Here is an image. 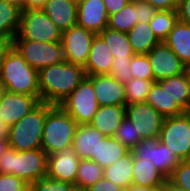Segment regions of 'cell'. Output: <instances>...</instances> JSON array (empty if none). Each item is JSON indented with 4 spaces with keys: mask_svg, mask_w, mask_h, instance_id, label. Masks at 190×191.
<instances>
[{
    "mask_svg": "<svg viewBox=\"0 0 190 191\" xmlns=\"http://www.w3.org/2000/svg\"><path fill=\"white\" fill-rule=\"evenodd\" d=\"M40 101L61 105L87 77L83 66L63 61L38 71Z\"/></svg>",
    "mask_w": 190,
    "mask_h": 191,
    "instance_id": "1",
    "label": "cell"
},
{
    "mask_svg": "<svg viewBox=\"0 0 190 191\" xmlns=\"http://www.w3.org/2000/svg\"><path fill=\"white\" fill-rule=\"evenodd\" d=\"M0 83L9 92L40 96L38 70L13 48L0 64Z\"/></svg>",
    "mask_w": 190,
    "mask_h": 191,
    "instance_id": "2",
    "label": "cell"
},
{
    "mask_svg": "<svg viewBox=\"0 0 190 191\" xmlns=\"http://www.w3.org/2000/svg\"><path fill=\"white\" fill-rule=\"evenodd\" d=\"M47 157L41 148L17 151L9 147L0 156V173L13 174L30 185L46 176Z\"/></svg>",
    "mask_w": 190,
    "mask_h": 191,
    "instance_id": "3",
    "label": "cell"
},
{
    "mask_svg": "<svg viewBox=\"0 0 190 191\" xmlns=\"http://www.w3.org/2000/svg\"><path fill=\"white\" fill-rule=\"evenodd\" d=\"M52 104L40 102L22 119L9 127L8 142L17 151L41 148L44 121Z\"/></svg>",
    "mask_w": 190,
    "mask_h": 191,
    "instance_id": "4",
    "label": "cell"
},
{
    "mask_svg": "<svg viewBox=\"0 0 190 191\" xmlns=\"http://www.w3.org/2000/svg\"><path fill=\"white\" fill-rule=\"evenodd\" d=\"M78 126L60 105H53L44 121L41 149L50 155L71 147Z\"/></svg>",
    "mask_w": 190,
    "mask_h": 191,
    "instance_id": "5",
    "label": "cell"
},
{
    "mask_svg": "<svg viewBox=\"0 0 190 191\" xmlns=\"http://www.w3.org/2000/svg\"><path fill=\"white\" fill-rule=\"evenodd\" d=\"M14 39L61 42L62 31L42 9H22L19 30Z\"/></svg>",
    "mask_w": 190,
    "mask_h": 191,
    "instance_id": "6",
    "label": "cell"
},
{
    "mask_svg": "<svg viewBox=\"0 0 190 191\" xmlns=\"http://www.w3.org/2000/svg\"><path fill=\"white\" fill-rule=\"evenodd\" d=\"M14 48L32 68L38 71L65 61L61 42L14 39Z\"/></svg>",
    "mask_w": 190,
    "mask_h": 191,
    "instance_id": "7",
    "label": "cell"
},
{
    "mask_svg": "<svg viewBox=\"0 0 190 191\" xmlns=\"http://www.w3.org/2000/svg\"><path fill=\"white\" fill-rule=\"evenodd\" d=\"M159 141L165 144L181 161L190 157V116L164 118Z\"/></svg>",
    "mask_w": 190,
    "mask_h": 191,
    "instance_id": "8",
    "label": "cell"
},
{
    "mask_svg": "<svg viewBox=\"0 0 190 191\" xmlns=\"http://www.w3.org/2000/svg\"><path fill=\"white\" fill-rule=\"evenodd\" d=\"M60 106L79 125L89 124L99 108L92 80L87 76Z\"/></svg>",
    "mask_w": 190,
    "mask_h": 191,
    "instance_id": "9",
    "label": "cell"
},
{
    "mask_svg": "<svg viewBox=\"0 0 190 191\" xmlns=\"http://www.w3.org/2000/svg\"><path fill=\"white\" fill-rule=\"evenodd\" d=\"M131 152L134 159H149L167 178L181 162L159 139H142Z\"/></svg>",
    "mask_w": 190,
    "mask_h": 191,
    "instance_id": "10",
    "label": "cell"
},
{
    "mask_svg": "<svg viewBox=\"0 0 190 191\" xmlns=\"http://www.w3.org/2000/svg\"><path fill=\"white\" fill-rule=\"evenodd\" d=\"M126 117L142 139H159L164 117L146 102L125 106Z\"/></svg>",
    "mask_w": 190,
    "mask_h": 191,
    "instance_id": "11",
    "label": "cell"
},
{
    "mask_svg": "<svg viewBox=\"0 0 190 191\" xmlns=\"http://www.w3.org/2000/svg\"><path fill=\"white\" fill-rule=\"evenodd\" d=\"M95 35L77 24L62 32L64 60L84 67Z\"/></svg>",
    "mask_w": 190,
    "mask_h": 191,
    "instance_id": "12",
    "label": "cell"
},
{
    "mask_svg": "<svg viewBox=\"0 0 190 191\" xmlns=\"http://www.w3.org/2000/svg\"><path fill=\"white\" fill-rule=\"evenodd\" d=\"M154 81L185 73L187 66L164 43L160 42L147 53Z\"/></svg>",
    "mask_w": 190,
    "mask_h": 191,
    "instance_id": "13",
    "label": "cell"
},
{
    "mask_svg": "<svg viewBox=\"0 0 190 191\" xmlns=\"http://www.w3.org/2000/svg\"><path fill=\"white\" fill-rule=\"evenodd\" d=\"M80 158L74 148L68 147L48 155L46 176L70 184L76 183Z\"/></svg>",
    "mask_w": 190,
    "mask_h": 191,
    "instance_id": "14",
    "label": "cell"
},
{
    "mask_svg": "<svg viewBox=\"0 0 190 191\" xmlns=\"http://www.w3.org/2000/svg\"><path fill=\"white\" fill-rule=\"evenodd\" d=\"M40 96L4 91L0 104V119L11 127L40 103Z\"/></svg>",
    "mask_w": 190,
    "mask_h": 191,
    "instance_id": "15",
    "label": "cell"
},
{
    "mask_svg": "<svg viewBox=\"0 0 190 191\" xmlns=\"http://www.w3.org/2000/svg\"><path fill=\"white\" fill-rule=\"evenodd\" d=\"M108 22L103 0H83L77 4V25L97 35L108 27Z\"/></svg>",
    "mask_w": 190,
    "mask_h": 191,
    "instance_id": "16",
    "label": "cell"
},
{
    "mask_svg": "<svg viewBox=\"0 0 190 191\" xmlns=\"http://www.w3.org/2000/svg\"><path fill=\"white\" fill-rule=\"evenodd\" d=\"M99 106L120 105L126 106L124 84L117 81L110 74L88 76Z\"/></svg>",
    "mask_w": 190,
    "mask_h": 191,
    "instance_id": "17",
    "label": "cell"
},
{
    "mask_svg": "<svg viewBox=\"0 0 190 191\" xmlns=\"http://www.w3.org/2000/svg\"><path fill=\"white\" fill-rule=\"evenodd\" d=\"M114 56L104 39L95 35L84 66L87 76L110 74Z\"/></svg>",
    "mask_w": 190,
    "mask_h": 191,
    "instance_id": "18",
    "label": "cell"
},
{
    "mask_svg": "<svg viewBox=\"0 0 190 191\" xmlns=\"http://www.w3.org/2000/svg\"><path fill=\"white\" fill-rule=\"evenodd\" d=\"M125 117V106H99L97 112L89 124L104 134L106 137H114L116 130L121 125Z\"/></svg>",
    "mask_w": 190,
    "mask_h": 191,
    "instance_id": "19",
    "label": "cell"
},
{
    "mask_svg": "<svg viewBox=\"0 0 190 191\" xmlns=\"http://www.w3.org/2000/svg\"><path fill=\"white\" fill-rule=\"evenodd\" d=\"M105 137L90 124L79 125L73 139L72 147L80 159L97 157L99 141Z\"/></svg>",
    "mask_w": 190,
    "mask_h": 191,
    "instance_id": "20",
    "label": "cell"
},
{
    "mask_svg": "<svg viewBox=\"0 0 190 191\" xmlns=\"http://www.w3.org/2000/svg\"><path fill=\"white\" fill-rule=\"evenodd\" d=\"M42 10L64 32L77 24V3L70 0H48Z\"/></svg>",
    "mask_w": 190,
    "mask_h": 191,
    "instance_id": "21",
    "label": "cell"
},
{
    "mask_svg": "<svg viewBox=\"0 0 190 191\" xmlns=\"http://www.w3.org/2000/svg\"><path fill=\"white\" fill-rule=\"evenodd\" d=\"M145 102L158 111L164 118L186 113L176 101L170 98L167 86H160L156 81L153 82Z\"/></svg>",
    "mask_w": 190,
    "mask_h": 191,
    "instance_id": "22",
    "label": "cell"
},
{
    "mask_svg": "<svg viewBox=\"0 0 190 191\" xmlns=\"http://www.w3.org/2000/svg\"><path fill=\"white\" fill-rule=\"evenodd\" d=\"M188 67L190 65V25L178 20L163 41Z\"/></svg>",
    "mask_w": 190,
    "mask_h": 191,
    "instance_id": "23",
    "label": "cell"
},
{
    "mask_svg": "<svg viewBox=\"0 0 190 191\" xmlns=\"http://www.w3.org/2000/svg\"><path fill=\"white\" fill-rule=\"evenodd\" d=\"M166 179L149 159H134L132 184L155 189L163 186Z\"/></svg>",
    "mask_w": 190,
    "mask_h": 191,
    "instance_id": "24",
    "label": "cell"
},
{
    "mask_svg": "<svg viewBox=\"0 0 190 191\" xmlns=\"http://www.w3.org/2000/svg\"><path fill=\"white\" fill-rule=\"evenodd\" d=\"M160 86H167L168 95L185 111L190 106V76L186 71L177 76L156 81Z\"/></svg>",
    "mask_w": 190,
    "mask_h": 191,
    "instance_id": "25",
    "label": "cell"
},
{
    "mask_svg": "<svg viewBox=\"0 0 190 191\" xmlns=\"http://www.w3.org/2000/svg\"><path fill=\"white\" fill-rule=\"evenodd\" d=\"M134 155L130 151L123 158L103 169V177L122 188L132 184Z\"/></svg>",
    "mask_w": 190,
    "mask_h": 191,
    "instance_id": "26",
    "label": "cell"
},
{
    "mask_svg": "<svg viewBox=\"0 0 190 191\" xmlns=\"http://www.w3.org/2000/svg\"><path fill=\"white\" fill-rule=\"evenodd\" d=\"M131 150L119 142L114 137H104L99 141L97 148V157H92L95 163L103 169L123 158Z\"/></svg>",
    "mask_w": 190,
    "mask_h": 191,
    "instance_id": "27",
    "label": "cell"
},
{
    "mask_svg": "<svg viewBox=\"0 0 190 191\" xmlns=\"http://www.w3.org/2000/svg\"><path fill=\"white\" fill-rule=\"evenodd\" d=\"M127 36L135 54H147L160 43L149 23H137Z\"/></svg>",
    "mask_w": 190,
    "mask_h": 191,
    "instance_id": "28",
    "label": "cell"
},
{
    "mask_svg": "<svg viewBox=\"0 0 190 191\" xmlns=\"http://www.w3.org/2000/svg\"><path fill=\"white\" fill-rule=\"evenodd\" d=\"M109 47L113 59H132L135 53L132 50L127 33L106 27L99 34Z\"/></svg>",
    "mask_w": 190,
    "mask_h": 191,
    "instance_id": "29",
    "label": "cell"
},
{
    "mask_svg": "<svg viewBox=\"0 0 190 191\" xmlns=\"http://www.w3.org/2000/svg\"><path fill=\"white\" fill-rule=\"evenodd\" d=\"M21 8L0 0V35L15 37L20 26Z\"/></svg>",
    "mask_w": 190,
    "mask_h": 191,
    "instance_id": "30",
    "label": "cell"
},
{
    "mask_svg": "<svg viewBox=\"0 0 190 191\" xmlns=\"http://www.w3.org/2000/svg\"><path fill=\"white\" fill-rule=\"evenodd\" d=\"M178 20L177 10H158L150 20L149 25L157 39L163 42Z\"/></svg>",
    "mask_w": 190,
    "mask_h": 191,
    "instance_id": "31",
    "label": "cell"
},
{
    "mask_svg": "<svg viewBox=\"0 0 190 191\" xmlns=\"http://www.w3.org/2000/svg\"><path fill=\"white\" fill-rule=\"evenodd\" d=\"M137 24V8L131 0L120 11L109 16L108 27L113 30L128 33Z\"/></svg>",
    "mask_w": 190,
    "mask_h": 191,
    "instance_id": "32",
    "label": "cell"
},
{
    "mask_svg": "<svg viewBox=\"0 0 190 191\" xmlns=\"http://www.w3.org/2000/svg\"><path fill=\"white\" fill-rule=\"evenodd\" d=\"M102 178L103 168L101 166L91 159H80L75 185L87 189Z\"/></svg>",
    "mask_w": 190,
    "mask_h": 191,
    "instance_id": "33",
    "label": "cell"
},
{
    "mask_svg": "<svg viewBox=\"0 0 190 191\" xmlns=\"http://www.w3.org/2000/svg\"><path fill=\"white\" fill-rule=\"evenodd\" d=\"M154 80L133 78L124 84L126 105L145 102Z\"/></svg>",
    "mask_w": 190,
    "mask_h": 191,
    "instance_id": "34",
    "label": "cell"
},
{
    "mask_svg": "<svg viewBox=\"0 0 190 191\" xmlns=\"http://www.w3.org/2000/svg\"><path fill=\"white\" fill-rule=\"evenodd\" d=\"M114 138L132 150L141 140V136L134 128L133 123L125 117L121 125L116 130Z\"/></svg>",
    "mask_w": 190,
    "mask_h": 191,
    "instance_id": "35",
    "label": "cell"
},
{
    "mask_svg": "<svg viewBox=\"0 0 190 191\" xmlns=\"http://www.w3.org/2000/svg\"><path fill=\"white\" fill-rule=\"evenodd\" d=\"M133 78L143 80H154L152 67L147 54H135L130 64Z\"/></svg>",
    "mask_w": 190,
    "mask_h": 191,
    "instance_id": "36",
    "label": "cell"
},
{
    "mask_svg": "<svg viewBox=\"0 0 190 191\" xmlns=\"http://www.w3.org/2000/svg\"><path fill=\"white\" fill-rule=\"evenodd\" d=\"M168 179L177 186L190 191V162L188 160L181 161Z\"/></svg>",
    "mask_w": 190,
    "mask_h": 191,
    "instance_id": "37",
    "label": "cell"
},
{
    "mask_svg": "<svg viewBox=\"0 0 190 191\" xmlns=\"http://www.w3.org/2000/svg\"><path fill=\"white\" fill-rule=\"evenodd\" d=\"M72 185L45 176L31 183L29 185V191H69Z\"/></svg>",
    "mask_w": 190,
    "mask_h": 191,
    "instance_id": "38",
    "label": "cell"
},
{
    "mask_svg": "<svg viewBox=\"0 0 190 191\" xmlns=\"http://www.w3.org/2000/svg\"><path fill=\"white\" fill-rule=\"evenodd\" d=\"M132 59H113L110 75L120 83H127L133 79L130 64Z\"/></svg>",
    "mask_w": 190,
    "mask_h": 191,
    "instance_id": "39",
    "label": "cell"
},
{
    "mask_svg": "<svg viewBox=\"0 0 190 191\" xmlns=\"http://www.w3.org/2000/svg\"><path fill=\"white\" fill-rule=\"evenodd\" d=\"M0 191H29V184L13 174L0 173Z\"/></svg>",
    "mask_w": 190,
    "mask_h": 191,
    "instance_id": "40",
    "label": "cell"
},
{
    "mask_svg": "<svg viewBox=\"0 0 190 191\" xmlns=\"http://www.w3.org/2000/svg\"><path fill=\"white\" fill-rule=\"evenodd\" d=\"M134 6L137 8V23H149L158 11L144 0H134Z\"/></svg>",
    "mask_w": 190,
    "mask_h": 191,
    "instance_id": "41",
    "label": "cell"
},
{
    "mask_svg": "<svg viewBox=\"0 0 190 191\" xmlns=\"http://www.w3.org/2000/svg\"><path fill=\"white\" fill-rule=\"evenodd\" d=\"M86 191H124V188L117 186L111 181L105 179H99L94 185L86 189Z\"/></svg>",
    "mask_w": 190,
    "mask_h": 191,
    "instance_id": "42",
    "label": "cell"
},
{
    "mask_svg": "<svg viewBox=\"0 0 190 191\" xmlns=\"http://www.w3.org/2000/svg\"><path fill=\"white\" fill-rule=\"evenodd\" d=\"M14 48V37L0 35V64Z\"/></svg>",
    "mask_w": 190,
    "mask_h": 191,
    "instance_id": "43",
    "label": "cell"
},
{
    "mask_svg": "<svg viewBox=\"0 0 190 191\" xmlns=\"http://www.w3.org/2000/svg\"><path fill=\"white\" fill-rule=\"evenodd\" d=\"M157 10H177L180 0H144Z\"/></svg>",
    "mask_w": 190,
    "mask_h": 191,
    "instance_id": "44",
    "label": "cell"
},
{
    "mask_svg": "<svg viewBox=\"0 0 190 191\" xmlns=\"http://www.w3.org/2000/svg\"><path fill=\"white\" fill-rule=\"evenodd\" d=\"M177 12L179 21L190 25V0H180Z\"/></svg>",
    "mask_w": 190,
    "mask_h": 191,
    "instance_id": "45",
    "label": "cell"
},
{
    "mask_svg": "<svg viewBox=\"0 0 190 191\" xmlns=\"http://www.w3.org/2000/svg\"><path fill=\"white\" fill-rule=\"evenodd\" d=\"M131 0H103L108 16L120 11Z\"/></svg>",
    "mask_w": 190,
    "mask_h": 191,
    "instance_id": "46",
    "label": "cell"
},
{
    "mask_svg": "<svg viewBox=\"0 0 190 191\" xmlns=\"http://www.w3.org/2000/svg\"><path fill=\"white\" fill-rule=\"evenodd\" d=\"M48 0H25L23 9H42Z\"/></svg>",
    "mask_w": 190,
    "mask_h": 191,
    "instance_id": "47",
    "label": "cell"
},
{
    "mask_svg": "<svg viewBox=\"0 0 190 191\" xmlns=\"http://www.w3.org/2000/svg\"><path fill=\"white\" fill-rule=\"evenodd\" d=\"M164 190L165 191H187L182 187L177 186L176 184L172 183L168 178L164 183Z\"/></svg>",
    "mask_w": 190,
    "mask_h": 191,
    "instance_id": "48",
    "label": "cell"
},
{
    "mask_svg": "<svg viewBox=\"0 0 190 191\" xmlns=\"http://www.w3.org/2000/svg\"><path fill=\"white\" fill-rule=\"evenodd\" d=\"M151 190L152 188L141 186V185H134V184H131L124 189V191H151Z\"/></svg>",
    "mask_w": 190,
    "mask_h": 191,
    "instance_id": "49",
    "label": "cell"
},
{
    "mask_svg": "<svg viewBox=\"0 0 190 191\" xmlns=\"http://www.w3.org/2000/svg\"><path fill=\"white\" fill-rule=\"evenodd\" d=\"M8 137H0V156L9 148Z\"/></svg>",
    "mask_w": 190,
    "mask_h": 191,
    "instance_id": "50",
    "label": "cell"
},
{
    "mask_svg": "<svg viewBox=\"0 0 190 191\" xmlns=\"http://www.w3.org/2000/svg\"><path fill=\"white\" fill-rule=\"evenodd\" d=\"M9 127L0 119V137H8Z\"/></svg>",
    "mask_w": 190,
    "mask_h": 191,
    "instance_id": "51",
    "label": "cell"
},
{
    "mask_svg": "<svg viewBox=\"0 0 190 191\" xmlns=\"http://www.w3.org/2000/svg\"><path fill=\"white\" fill-rule=\"evenodd\" d=\"M6 2L12 3L23 9L25 0H5Z\"/></svg>",
    "mask_w": 190,
    "mask_h": 191,
    "instance_id": "52",
    "label": "cell"
},
{
    "mask_svg": "<svg viewBox=\"0 0 190 191\" xmlns=\"http://www.w3.org/2000/svg\"><path fill=\"white\" fill-rule=\"evenodd\" d=\"M69 191H86V189H84V188H82V187H79L78 185L73 184V185L70 187Z\"/></svg>",
    "mask_w": 190,
    "mask_h": 191,
    "instance_id": "53",
    "label": "cell"
},
{
    "mask_svg": "<svg viewBox=\"0 0 190 191\" xmlns=\"http://www.w3.org/2000/svg\"><path fill=\"white\" fill-rule=\"evenodd\" d=\"M4 91H5V88L0 83V104H1V98H2V95H3Z\"/></svg>",
    "mask_w": 190,
    "mask_h": 191,
    "instance_id": "54",
    "label": "cell"
},
{
    "mask_svg": "<svg viewBox=\"0 0 190 191\" xmlns=\"http://www.w3.org/2000/svg\"><path fill=\"white\" fill-rule=\"evenodd\" d=\"M151 191H165L164 190V184H163V186L155 188V189H152Z\"/></svg>",
    "mask_w": 190,
    "mask_h": 191,
    "instance_id": "55",
    "label": "cell"
},
{
    "mask_svg": "<svg viewBox=\"0 0 190 191\" xmlns=\"http://www.w3.org/2000/svg\"><path fill=\"white\" fill-rule=\"evenodd\" d=\"M70 1H73L78 4V3L82 2L83 0H70Z\"/></svg>",
    "mask_w": 190,
    "mask_h": 191,
    "instance_id": "56",
    "label": "cell"
},
{
    "mask_svg": "<svg viewBox=\"0 0 190 191\" xmlns=\"http://www.w3.org/2000/svg\"><path fill=\"white\" fill-rule=\"evenodd\" d=\"M187 72L189 73L190 76V65L187 67Z\"/></svg>",
    "mask_w": 190,
    "mask_h": 191,
    "instance_id": "57",
    "label": "cell"
},
{
    "mask_svg": "<svg viewBox=\"0 0 190 191\" xmlns=\"http://www.w3.org/2000/svg\"><path fill=\"white\" fill-rule=\"evenodd\" d=\"M186 113L190 116V106H189L188 110L186 111Z\"/></svg>",
    "mask_w": 190,
    "mask_h": 191,
    "instance_id": "58",
    "label": "cell"
}]
</instances>
